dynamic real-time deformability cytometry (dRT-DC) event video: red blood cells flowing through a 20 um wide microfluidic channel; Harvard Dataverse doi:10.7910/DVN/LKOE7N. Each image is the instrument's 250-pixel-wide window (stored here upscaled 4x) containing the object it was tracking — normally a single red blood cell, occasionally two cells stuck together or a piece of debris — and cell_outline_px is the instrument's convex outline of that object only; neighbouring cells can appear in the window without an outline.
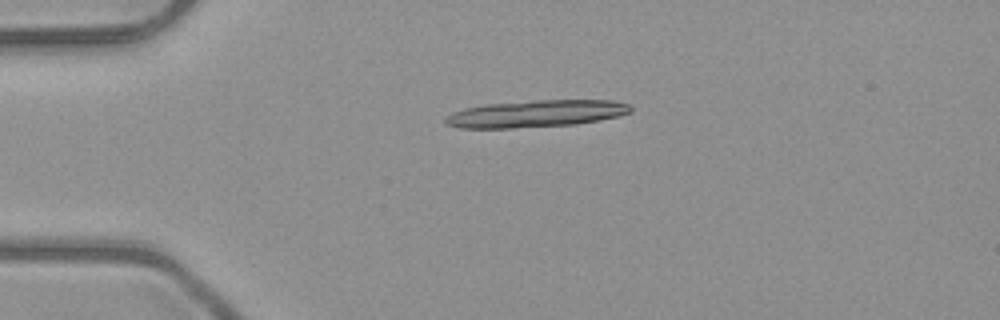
{"species": "common noctule bat (a hibernating species)", "species_latin": "Nyctalus noctula", "temperature_condition": "room temperature", "stored_images_in_passage": 15, "camera_frame_rate_fps": 3000, "um_per_image_px": 0.085, "animal": {"sex": "male", "body_mass_g": 23.1, "forearm_length_mm": 52.7}, "frame": {"image": 1, "passage_image": 9, "time_ms": 2.667, "image_size_px": [1000, 320], "cell_outline_px": [[632, 112], [620, 116], [600, 120], [576, 124], [512, 128], [460, 128], [444, 124], [444, 116], [452, 112], [464, 108], [488, 104], [536, 100], [616, 100], [632, 104]], "centroid_in_image_um": [45.59, 9.66], "position_along_channel_um": 39.4, "area_um2": 29.54}}